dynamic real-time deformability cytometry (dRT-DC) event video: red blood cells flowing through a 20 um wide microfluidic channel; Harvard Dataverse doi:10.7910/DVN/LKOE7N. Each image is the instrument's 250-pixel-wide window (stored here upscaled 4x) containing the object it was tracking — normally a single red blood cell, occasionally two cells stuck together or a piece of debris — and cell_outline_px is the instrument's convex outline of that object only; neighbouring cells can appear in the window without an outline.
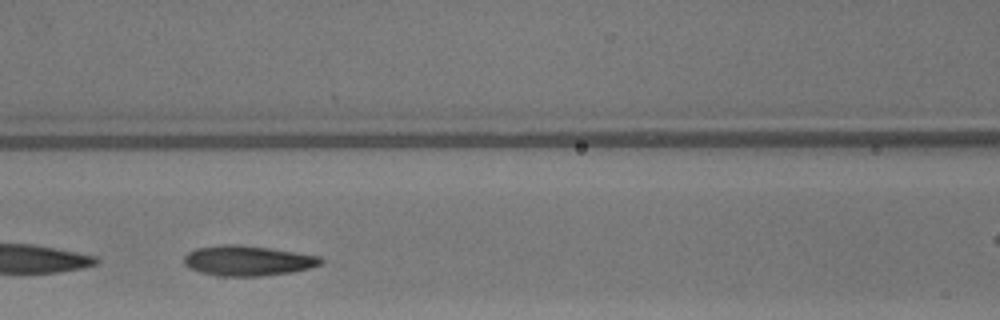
{"species": "common noctule bat (a hibernating species)", "species_latin": "Nyctalus noctula", "temperature_condition": "warm", "stored_images_in_passage": 25, "camera_frame_rate_fps": 3000, "um_per_image_px": 0.085, "animal": {"sex": "male", "body_mass_g": 13.3}, "frame": {"image": 1, "passage_image": 9, "time_ms": 2.667, "image_size_px": [1000, 320], "cell_outline_px": [[324, 260], [320, 264], [308, 268], [292, 272], [264, 276], [220, 276], [200, 272], [188, 268], [184, 264], [184, 256], [188, 252], [196, 248], [224, 244], [240, 244], [268, 248], [320, 256]], "centroid_in_image_um": [21.02, 22.16], "position_along_channel_um": 145.6, "area_um2": 24.04}}
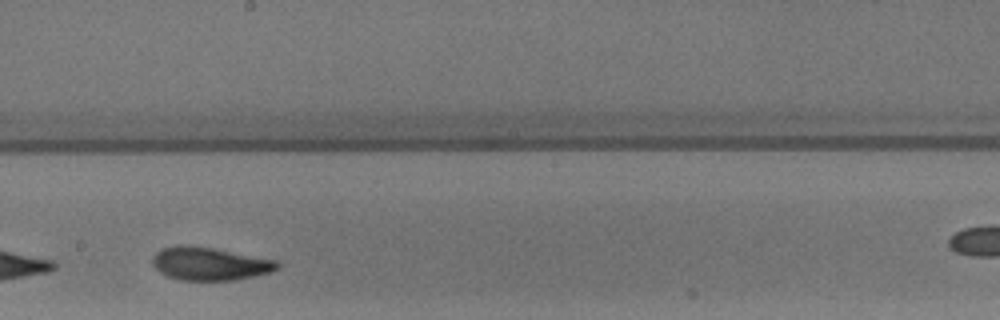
{"frame": {"image": 2, "passage_image": 15, "time_ms": 4.667, "image_size_px": [1000, 320], "cell_outline_px": [[280, 264], [272, 272], [256, 276], [236, 280], [180, 280], [168, 276], [160, 272], [152, 264], [152, 256], [160, 248], [212, 248], [276, 260]], "centroid_in_image_um": [17.86, 22.46], "position_along_channel_um": 230.3, "area_um2": 23.29}}
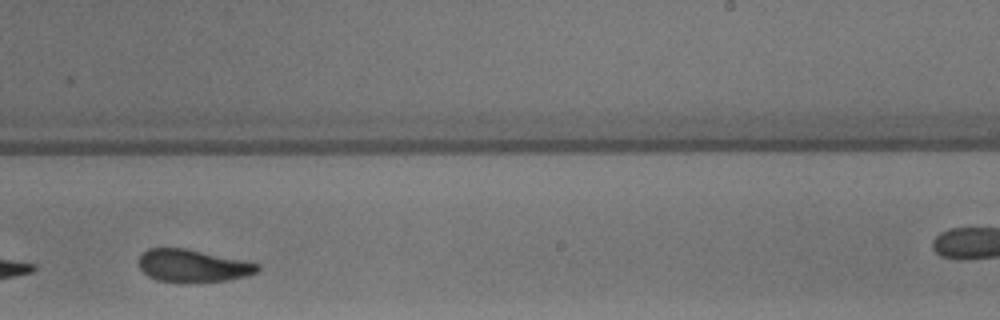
{"frame": {"image": 3, "passage_image": 18, "time_ms": 5.667, "image_size_px": [1000, 320], "cell_outline_px": [[260, 268], [256, 272], [244, 276], [228, 280], [188, 284], [184, 284], [156, 280], [148, 276], [140, 268], [140, 256], [148, 248], [184, 248], [260, 264]], "centroid_in_image_um": [16.36, 22.62], "position_along_channel_um": 272.6, "area_um2": 22.6}, "authors_computed_cell_mechanics": {"area_um2": 23.6402, "velocity_mm_per_s": 4.2509, "shape_relaxation_time_tau1_ms": 3.2527, "shape_relaxation_time_tau2_ms": 1.9975, "deformation_change_tau1": 0.1457, "deformation_change_tau2": 0.0859}}